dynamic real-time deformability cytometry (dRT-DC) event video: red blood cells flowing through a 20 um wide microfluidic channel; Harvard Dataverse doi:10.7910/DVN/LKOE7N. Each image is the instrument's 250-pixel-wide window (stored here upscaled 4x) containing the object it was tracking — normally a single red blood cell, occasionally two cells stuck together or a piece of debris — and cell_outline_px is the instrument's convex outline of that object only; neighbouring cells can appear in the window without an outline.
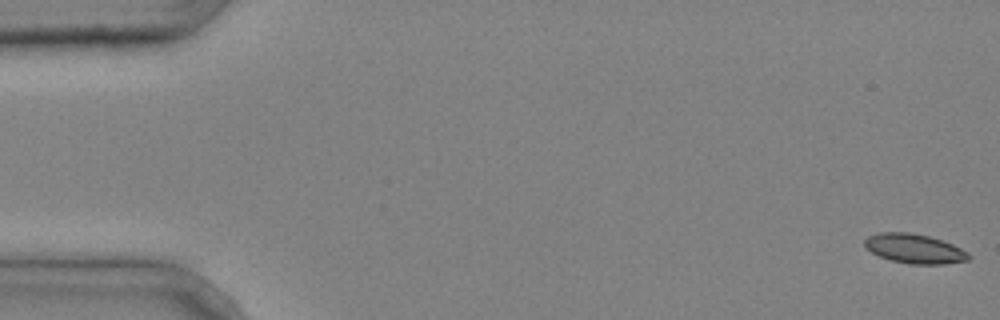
{"species": "common noctule bat (a hibernating species)", "species_latin": "Nyctalus noctula", "temperature_condition": "cold", "stored_images_in_passage": 4, "camera_frame_rate_fps": 3000, "um_per_image_px": 0.085, "animal": {"sex": "male", "body_mass_g": 20.4}, "frame": {"image": 1, "passage_image": 1, "time_ms": 0.0, "image_size_px": [1000, 320], "cell_outline_px": [[972, 256], [968, 260], [944, 264], [908, 264], [892, 260], [880, 256], [864, 248], [864, 240], [868, 236], [880, 232], [908, 232], [928, 236], [952, 244], [968, 252]], "centroid_in_image_um": [77.71, 21.14], "position_along_channel_um": 7.3, "area_um2": 17.8}}
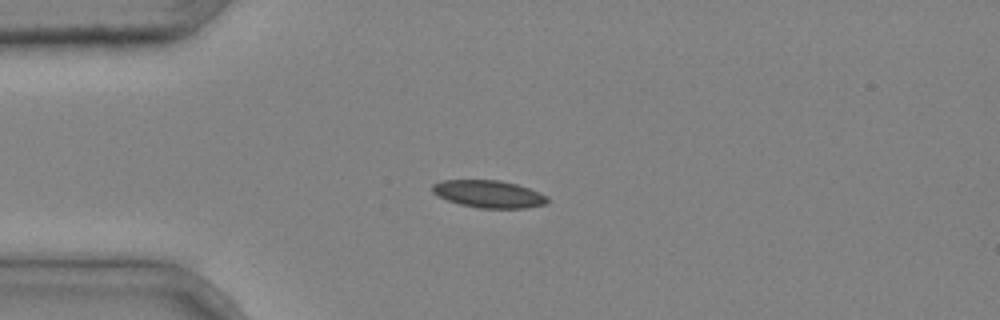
{"frame": {"image": 2, "passage_image": 4, "time_ms": 1.0, "image_size_px": [1000, 320], "cell_outline_px": [[548, 200], [544, 204], [528, 208], [480, 208], [460, 204], [436, 196], [432, 192], [432, 184], [440, 180], [500, 180], [516, 184], [540, 192], [548, 196]], "centroid_in_image_um": [41.52, 16.48], "position_along_channel_um": 43.5, "area_um2": 18.44}}